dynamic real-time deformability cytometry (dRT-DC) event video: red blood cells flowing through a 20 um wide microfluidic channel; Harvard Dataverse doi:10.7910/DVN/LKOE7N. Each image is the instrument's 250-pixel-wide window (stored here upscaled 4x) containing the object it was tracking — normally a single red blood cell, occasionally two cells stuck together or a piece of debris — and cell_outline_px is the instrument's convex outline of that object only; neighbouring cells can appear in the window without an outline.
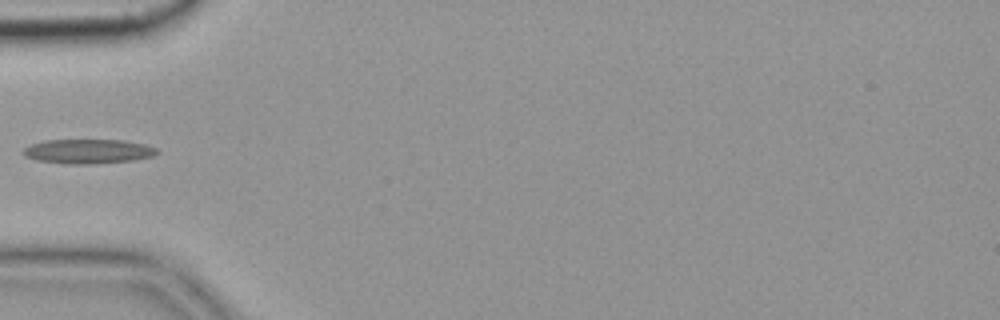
{"species": "common noctule bat (a hibernating species)", "species_latin": "Nyctalus noctula", "temperature_condition": "cold", "stored_images_in_passage": 4, "camera_frame_rate_fps": 3000, "um_per_image_px": 0.085, "animal": {"sex": "female", "body_mass_g": 19.9}, "frame": {"image": 1, "passage_image": 4, "time_ms": 1.0, "image_size_px": [1000, 320], "cell_outline_px": [[160, 152], [152, 156], [132, 160], [96, 164], [68, 164], [36, 160], [24, 156], [24, 148], [32, 144], [44, 140], [124, 140], [144, 144], [156, 148]], "centroid_in_image_um": [7.49, 12.87], "position_along_channel_um": 77.5, "area_um2": 19.02}}